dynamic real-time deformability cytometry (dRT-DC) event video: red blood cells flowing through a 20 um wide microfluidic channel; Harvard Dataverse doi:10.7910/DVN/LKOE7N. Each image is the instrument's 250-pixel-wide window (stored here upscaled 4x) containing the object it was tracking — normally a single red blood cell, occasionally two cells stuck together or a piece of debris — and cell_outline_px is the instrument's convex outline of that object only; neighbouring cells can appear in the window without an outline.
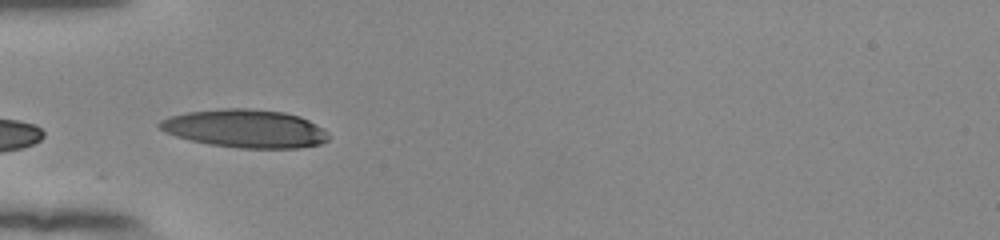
{"species": "human", "species_latin": "Homo sapiens", "temperature_condition": "room temperature", "stored_images_in_passage": 27, "camera_frame_rate_fps": 3000, "um_per_image_px": 0.085, "donor": {"sex": "female"}, "frame": {"image": 1, "passage_image": 1, "time_ms": 0.0, "image_size_px": [1000, 240], "cell_outline_px": [[328, 140], [320, 144], [300, 148], [240, 148], [208, 144], [176, 136], [164, 132], [156, 124], [160, 120], [172, 116], [188, 112], [224, 108], [248, 108], [284, 112], [300, 116], [324, 128], [328, 132]], "centroid_in_image_um": [20.86, 10.93], "position_along_channel_um": 64.1, "area_um2": 37.63}, "authors_computed_cell_mechanics": {"area_um2": 37.6278, "velocity_mm_per_s": 3.8173, "shape_relaxation_time_tau1_ms": 1.6015, "shape_relaxation_time_tau2_ms": null, "deformation_change_tau1": 0.0882, "deformation_change_tau2": null}}